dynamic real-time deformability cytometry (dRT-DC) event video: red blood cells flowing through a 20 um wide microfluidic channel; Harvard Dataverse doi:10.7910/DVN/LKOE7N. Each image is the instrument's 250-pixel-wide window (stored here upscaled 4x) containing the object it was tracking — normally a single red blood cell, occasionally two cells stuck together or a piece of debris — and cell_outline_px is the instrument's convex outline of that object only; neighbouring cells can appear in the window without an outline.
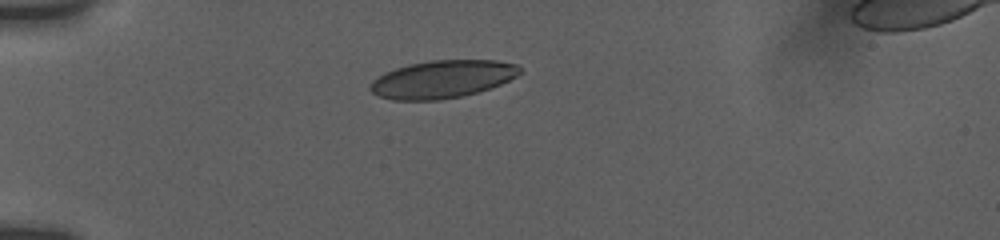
{"species": "human", "species_latin": "Homo sapiens", "temperature_condition": "room temperature", "stored_images_in_passage": 32, "camera_frame_rate_fps": 3000, "um_per_image_px": 0.085, "donor": {"sex": "female"}, "frame": {"image": 1, "passage_image": 1, "time_ms": 0.0, "image_size_px": [1000, 240], "cell_outline_px": [[520, 72], [516, 76], [500, 84], [476, 92], [460, 96], [440, 100], [392, 100], [380, 96], [372, 92], [368, 88], [372, 80], [384, 72], [408, 64], [432, 60], [496, 60], [520, 64]], "centroid_in_image_um": [37.57, 6.72], "position_along_channel_um": 47.4, "area_um2": 32.83}}
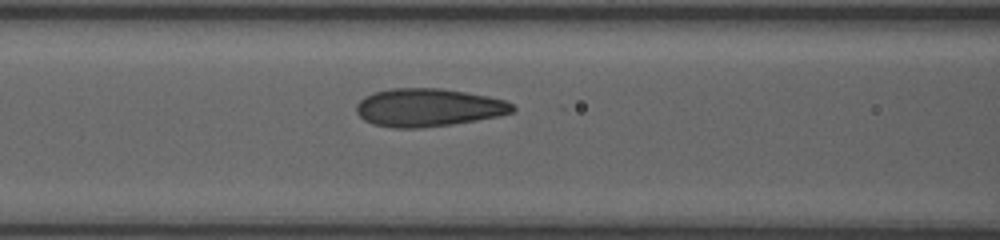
{"frame": {"image": 2, "passage_image": 22, "time_ms": 3.0, "image_size_px": [1000, 240], "cell_outline_px": [[516, 108], [512, 112], [496, 116], [476, 120], [452, 124], [420, 128], [392, 128], [372, 124], [364, 120], [356, 112], [356, 104], [360, 100], [372, 92], [392, 88], [440, 88], [488, 96], [504, 100], [512, 104]], "centroid_in_image_um": [36.36, 9.14], "position_along_channel_um": 130.2, "area_um2": 34.56}}
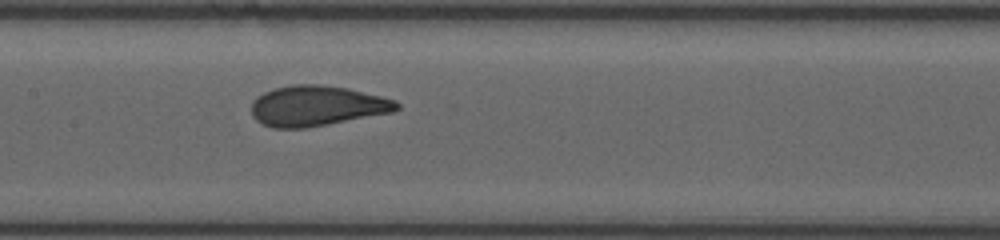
{"frame": {"image": 3, "passage_image": 31, "time_ms": 4.333, "image_size_px": [1000, 240], "cell_outline_px": [[400, 108], [392, 112], [308, 128], [272, 128], [260, 124], [252, 116], [252, 100], [256, 96], [272, 88], [292, 84], [320, 84], [348, 88], [396, 100], [400, 104]], "centroid_in_image_um": [26.89, 9.0], "position_along_channel_um": 180.5, "area_um2": 34.51}}